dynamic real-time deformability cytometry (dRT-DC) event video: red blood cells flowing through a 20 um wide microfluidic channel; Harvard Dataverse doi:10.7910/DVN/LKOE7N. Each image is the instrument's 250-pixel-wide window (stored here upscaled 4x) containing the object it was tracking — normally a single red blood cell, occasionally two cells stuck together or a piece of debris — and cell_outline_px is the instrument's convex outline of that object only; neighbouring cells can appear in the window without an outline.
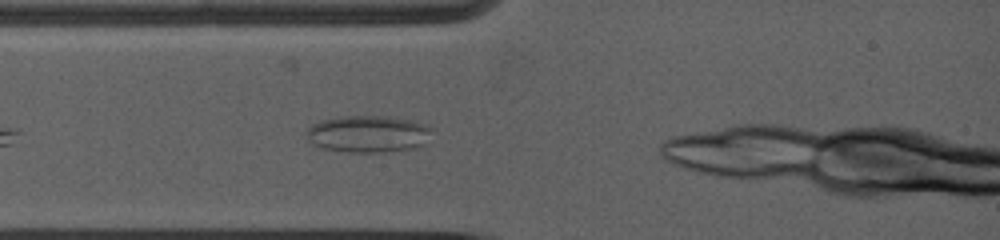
{"species": "common noctule bat (a hibernating species)", "species_latin": "Nyctalus noctula", "temperature_condition": "warm", "stored_images_in_passage": 10, "camera_frame_rate_fps": 5000, "um_per_image_px": 0.085, "animal": {"sex": "female", "body_mass_g": 19.0, "forearm_length_mm": 53.3}, "frame": {"image": 1, "passage_image": 5, "time_ms": 0.8, "image_size_px": [1000, 240], "cell_outline_px": [[432, 128], [424, 144], [412, 148], [380, 152], [348, 152], [320, 148], [312, 144], [304, 132], [312, 124], [320, 120], [340, 116], [388, 116], [412, 120], [424, 124]], "centroid_in_image_um": [31.23, 11.37], "position_along_channel_um": 53.8, "area_um2": 27.05}}